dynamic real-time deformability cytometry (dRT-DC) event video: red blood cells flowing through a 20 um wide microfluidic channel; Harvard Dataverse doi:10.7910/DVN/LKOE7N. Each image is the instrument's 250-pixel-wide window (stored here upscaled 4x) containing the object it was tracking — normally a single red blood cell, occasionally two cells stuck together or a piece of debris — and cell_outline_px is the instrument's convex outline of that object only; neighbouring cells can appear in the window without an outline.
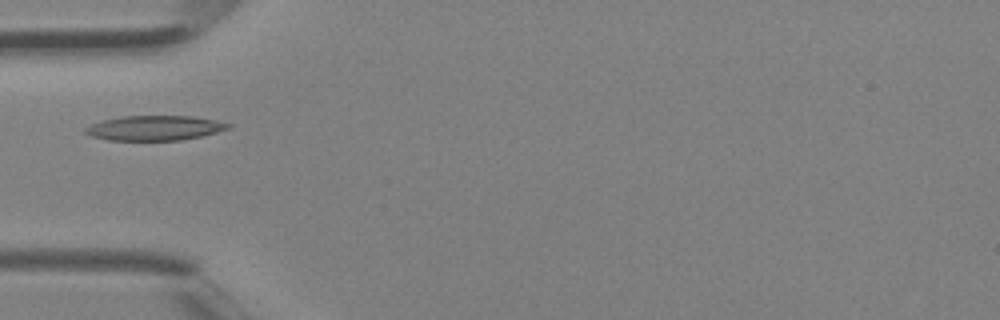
{"species": "Egyptian fruit bat (a non-hibernating species)", "species_latin": "Rousettus aegyptiacus", "temperature_condition": "room temperature", "stored_images_in_passage": 28, "camera_frame_rate_fps": 3000, "um_per_image_px": 0.085, "animal": {"sex": "female"}, "frame": {"image": 1, "passage_image": 1, "time_ms": 0.0, "image_size_px": [1000, 320], "cell_outline_px": [[232, 128], [200, 136], [180, 140], [108, 140], [92, 136], [84, 132], [84, 128], [92, 124], [104, 120], [124, 116], [192, 116], [216, 120], [232, 124]], "centroid_in_image_um": [13.17, 10.87], "position_along_channel_um": 71.8, "area_um2": 20.52}}
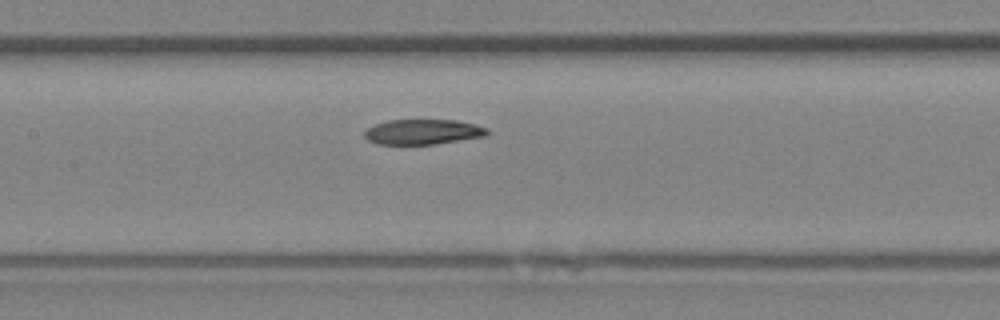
{"frame": {"image": 2, "passage_image": 7, "time_ms": 2.0, "image_size_px": [1000, 320], "cell_outline_px": [[492, 132], [488, 136], [432, 144], [376, 144], [368, 140], [364, 136], [364, 132], [368, 128], [376, 124], [388, 120], [456, 120], [488, 128]], "centroid_in_image_um": [35.98, 11.21], "position_along_channel_um": 171.4, "area_um2": 17.98}}
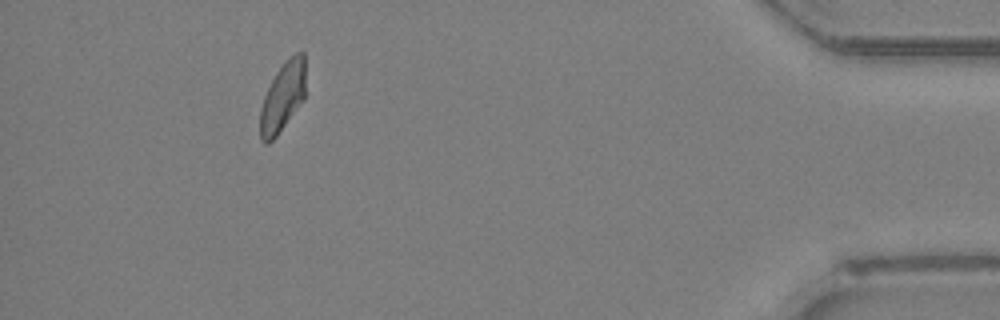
{"frame": {"image": 3, "passage_image": 25, "time_ms": 8.0, "image_size_px": [1000, 320], "cell_outline_px": [[304, 100], [276, 136], [268, 144], [264, 144], [260, 140], [260, 108], [264, 96], [276, 72], [296, 52], [304, 52]], "centroid_in_image_um": [24.01, 8.3], "position_along_channel_um": 411.2, "area_um2": 18.03}}